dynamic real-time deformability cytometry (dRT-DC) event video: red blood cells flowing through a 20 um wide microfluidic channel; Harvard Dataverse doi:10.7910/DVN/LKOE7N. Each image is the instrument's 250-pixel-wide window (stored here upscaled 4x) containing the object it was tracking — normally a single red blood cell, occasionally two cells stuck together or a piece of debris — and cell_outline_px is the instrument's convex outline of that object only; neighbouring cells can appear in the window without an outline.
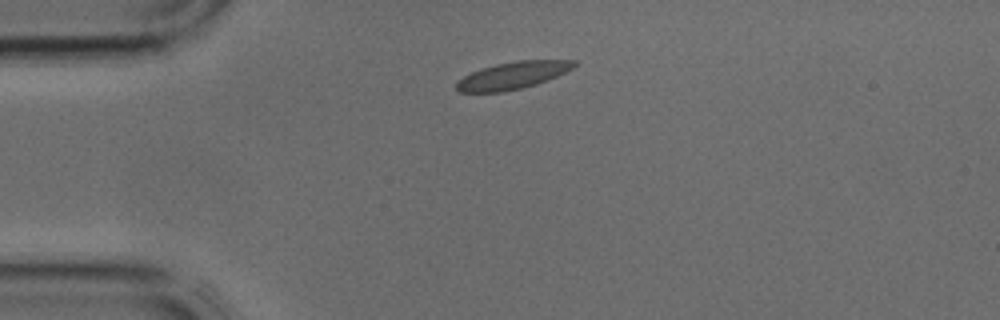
{"species": "common noctule bat (a hibernating species)", "species_latin": "Nyctalus noctula", "temperature_condition": "cold", "stored_images_in_passage": 2, "camera_frame_rate_fps": 3000, "um_per_image_px": 0.085, "animal": {"sex": "male", "body_mass_g": 17.9, "forearm_length_mm": 54.2}, "frame": {"image": 1, "passage_image": 1, "time_ms": 0.0, "image_size_px": [1000, 320], "cell_outline_px": [[576, 64], [572, 68], [548, 80], [536, 84], [520, 88], [500, 92], [456, 92], [456, 84], [464, 76], [472, 72], [496, 64], [516, 60], [576, 60]], "centroid_in_image_um": [43.58, 6.41], "position_along_channel_um": 41.4, "area_um2": 18.38}}